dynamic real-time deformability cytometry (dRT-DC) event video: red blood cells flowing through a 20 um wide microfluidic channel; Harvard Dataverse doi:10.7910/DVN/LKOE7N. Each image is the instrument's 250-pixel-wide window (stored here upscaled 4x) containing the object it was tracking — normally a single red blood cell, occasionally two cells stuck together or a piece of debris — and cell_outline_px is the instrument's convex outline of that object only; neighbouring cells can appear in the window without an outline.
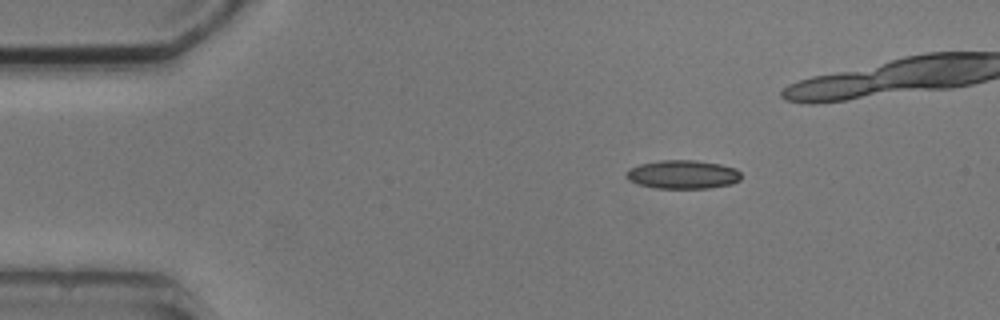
{"species": "common noctule bat (a hibernating species)", "species_latin": "Nyctalus noctula", "temperature_condition": "cold", "stored_images_in_passage": 3, "camera_frame_rate_fps": 3000, "um_per_image_px": 0.085, "animal": {"sex": "male", "body_mass_g": 20.5, "forearm_length_mm": 52.5}, "frame": {"image": 1, "passage_image": 3, "time_ms": 3.333, "image_size_px": [1000, 320], "cell_outline_px": [[740, 180], [732, 184], [708, 188], [656, 188], [640, 184], [628, 180], [624, 176], [624, 172], [628, 168], [640, 164], [660, 160], [696, 160], [720, 164], [736, 168], [740, 172]], "centroid_in_image_um": [58.01, 14.82], "position_along_channel_um": 27.0, "area_um2": 19.31}}